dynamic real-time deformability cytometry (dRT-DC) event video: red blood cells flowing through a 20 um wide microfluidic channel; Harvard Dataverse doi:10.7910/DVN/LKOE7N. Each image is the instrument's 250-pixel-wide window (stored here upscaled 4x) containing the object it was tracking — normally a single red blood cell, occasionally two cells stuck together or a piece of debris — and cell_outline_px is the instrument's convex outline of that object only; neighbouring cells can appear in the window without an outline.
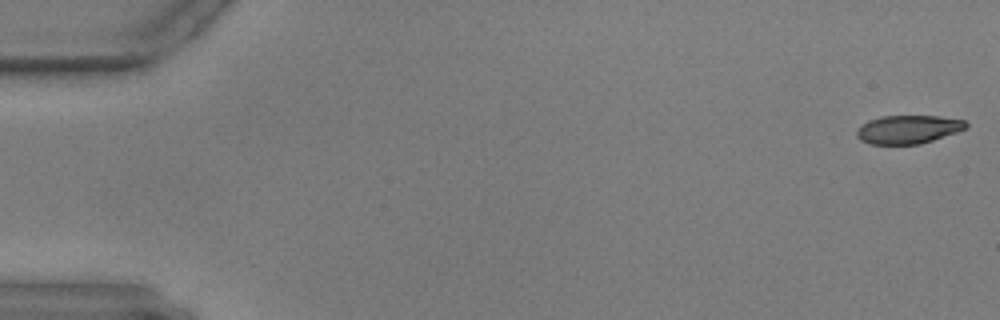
{"species": "common noctule bat (a hibernating species)", "species_latin": "Nyctalus noctula", "temperature_condition": "warm", "stored_images_in_passage": 58, "camera_frame_rate_fps": 3000, "um_per_image_px": 0.085, "animal": {"sex": "male", "body_mass_g": 17.9, "forearm_length_mm": 54.2}, "frame": {"image": 1, "passage_image": 1, "time_ms": 0.0, "image_size_px": [1000, 320], "cell_outline_px": [[968, 128], [920, 144], [868, 144], [860, 140], [856, 136], [856, 132], [868, 120], [880, 116], [940, 116], [964, 120], [968, 124]], "centroid_in_image_um": [77.19, 11.0], "position_along_channel_um": 7.8, "area_um2": 18.03}}
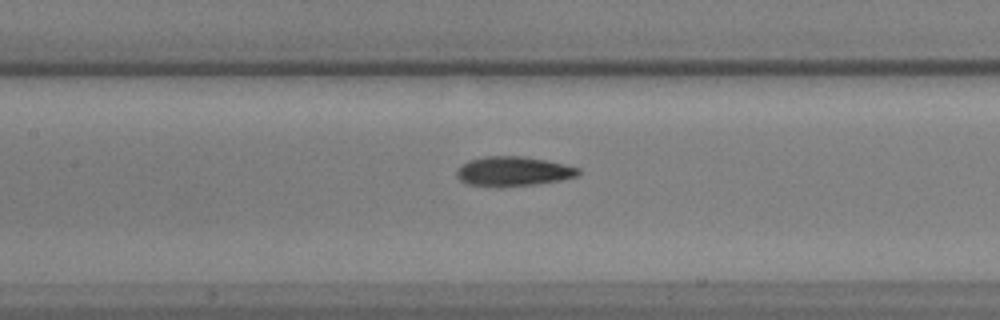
{"frame": {"image": 2, "passage_image": 27, "time_ms": 8.667, "image_size_px": [1000, 320], "cell_outline_px": [[580, 172], [576, 176], [560, 180], [536, 184], [500, 188], [468, 184], [460, 180], [456, 176], [456, 172], [460, 164], [468, 160], [484, 156], [520, 156], [548, 160], [580, 168]], "centroid_in_image_um": [43.58, 14.57], "position_along_channel_um": 163.8, "area_um2": 21.27}}
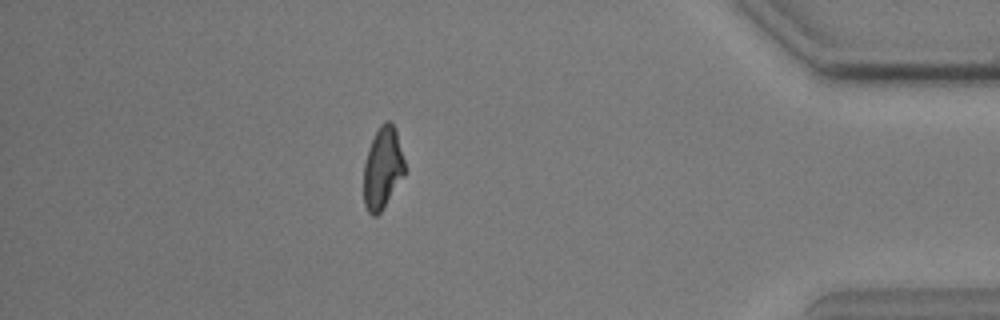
{"frame": {"image": 3, "passage_image": 51, "time_ms": 16.667, "image_size_px": [1000, 320], "cell_outline_px": [[404, 176], [380, 212], [376, 216], [372, 216], [368, 212], [364, 204], [364, 164], [368, 148], [380, 124], [384, 120], [388, 120], [396, 128], [404, 160]], "centroid_in_image_um": [32.52, 14.27], "position_along_channel_um": 402.7, "area_um2": 19.48}}